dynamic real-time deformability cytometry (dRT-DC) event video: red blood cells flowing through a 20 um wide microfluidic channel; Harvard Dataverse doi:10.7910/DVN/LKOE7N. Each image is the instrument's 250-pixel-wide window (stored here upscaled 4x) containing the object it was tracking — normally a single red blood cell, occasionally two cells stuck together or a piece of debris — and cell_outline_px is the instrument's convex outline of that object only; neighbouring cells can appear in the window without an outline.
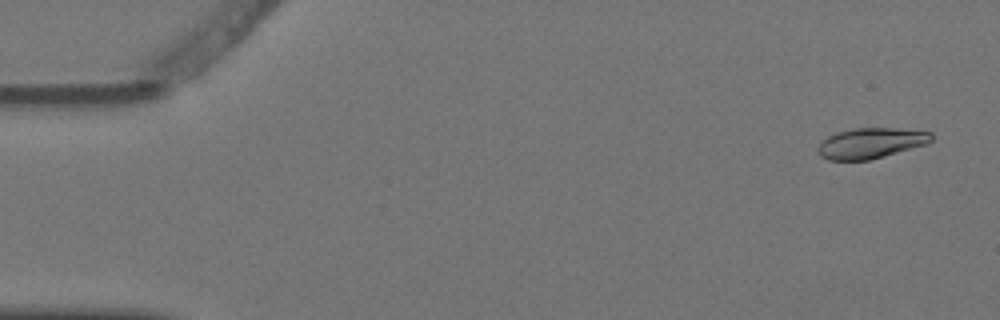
{"species": "Egyptian fruit bat (a non-hibernating species)", "species_latin": "Rousettus aegyptiacus", "temperature_condition": "warm", "stored_images_in_passage": 6, "segment_of_instrument_passage": [1, 2], "camera_frame_rate_fps": 3000, "um_per_image_px": 0.085, "animal": {"sex": "female"}, "frame": {"image": 1, "passage_image": 1, "time_ms": 0.0, "image_size_px": [1000, 320], "cell_outline_px": [[932, 140], [928, 144], [884, 156], [868, 160], [828, 160], [820, 156], [816, 152], [816, 148], [828, 136], [836, 132], [852, 128], [892, 128], [932, 132]], "centroid_in_image_um": [74.0, 12.17], "position_along_channel_um": 11.0, "area_um2": 20.23}}
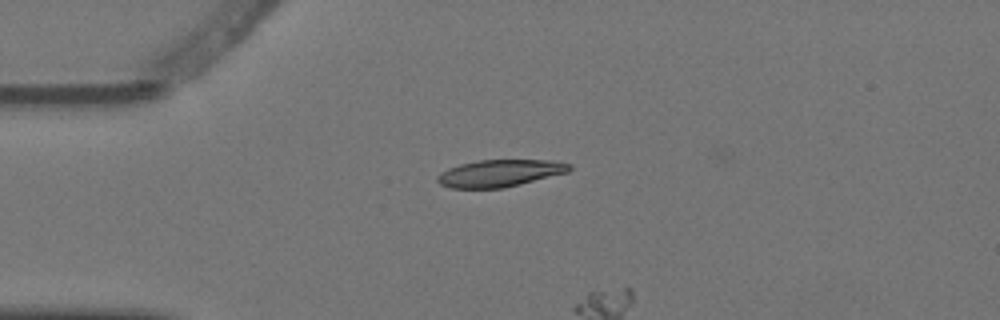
{"frame": {"image": 2, "passage_image": 4, "time_ms": 1.0, "image_size_px": [1000, 320], "cell_outline_px": [[572, 168], [568, 172], [504, 188], [452, 188], [440, 184], [436, 180], [436, 176], [440, 172], [448, 168], [460, 164], [480, 160], [552, 160], [572, 164]], "centroid_in_image_um": [42.48, 14.72], "position_along_channel_um": 42.5, "area_um2": 20.87}}